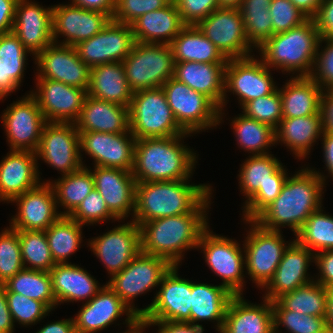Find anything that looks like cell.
<instances>
[{"instance_id":"obj_1","label":"cell","mask_w":333,"mask_h":333,"mask_svg":"<svg viewBox=\"0 0 333 333\" xmlns=\"http://www.w3.org/2000/svg\"><path fill=\"white\" fill-rule=\"evenodd\" d=\"M212 194L190 213L143 223L140 226L141 252L164 258L172 266H181L184 254L197 249L201 233L209 226Z\"/></svg>"},{"instance_id":"obj_2","label":"cell","mask_w":333,"mask_h":333,"mask_svg":"<svg viewBox=\"0 0 333 333\" xmlns=\"http://www.w3.org/2000/svg\"><path fill=\"white\" fill-rule=\"evenodd\" d=\"M305 165L294 175H288L280 194L254 220L262 228L282 231L283 227H288L295 236L308 217L323 206L325 183Z\"/></svg>"},{"instance_id":"obj_3","label":"cell","mask_w":333,"mask_h":333,"mask_svg":"<svg viewBox=\"0 0 333 333\" xmlns=\"http://www.w3.org/2000/svg\"><path fill=\"white\" fill-rule=\"evenodd\" d=\"M189 136L193 135L136 140L132 169L136 183L191 179L199 154L183 144Z\"/></svg>"},{"instance_id":"obj_4","label":"cell","mask_w":333,"mask_h":333,"mask_svg":"<svg viewBox=\"0 0 333 333\" xmlns=\"http://www.w3.org/2000/svg\"><path fill=\"white\" fill-rule=\"evenodd\" d=\"M191 179L136 183L135 212L130 219L141 226L147 221L192 212L212 191L210 184Z\"/></svg>"},{"instance_id":"obj_5","label":"cell","mask_w":333,"mask_h":333,"mask_svg":"<svg viewBox=\"0 0 333 333\" xmlns=\"http://www.w3.org/2000/svg\"><path fill=\"white\" fill-rule=\"evenodd\" d=\"M320 34L314 19L272 35L256 52L270 69L281 70L291 77H310L317 55Z\"/></svg>"},{"instance_id":"obj_6","label":"cell","mask_w":333,"mask_h":333,"mask_svg":"<svg viewBox=\"0 0 333 333\" xmlns=\"http://www.w3.org/2000/svg\"><path fill=\"white\" fill-rule=\"evenodd\" d=\"M129 125L136 140L186 133L178 125L162 87L133 93L129 106Z\"/></svg>"},{"instance_id":"obj_7","label":"cell","mask_w":333,"mask_h":333,"mask_svg":"<svg viewBox=\"0 0 333 333\" xmlns=\"http://www.w3.org/2000/svg\"><path fill=\"white\" fill-rule=\"evenodd\" d=\"M249 224L244 236L245 275L257 288H263L273 277L284 251L295 240L289 242L282 236V231L262 228L254 220H243ZM286 242V243H285Z\"/></svg>"},{"instance_id":"obj_8","label":"cell","mask_w":333,"mask_h":333,"mask_svg":"<svg viewBox=\"0 0 333 333\" xmlns=\"http://www.w3.org/2000/svg\"><path fill=\"white\" fill-rule=\"evenodd\" d=\"M255 54L245 58L228 59L225 67L224 96L219 111V123H223L224 108L227 106L228 93L237 96L242 108L247 102L273 93L278 86L272 72ZM224 111V112H223Z\"/></svg>"},{"instance_id":"obj_9","label":"cell","mask_w":333,"mask_h":333,"mask_svg":"<svg viewBox=\"0 0 333 333\" xmlns=\"http://www.w3.org/2000/svg\"><path fill=\"white\" fill-rule=\"evenodd\" d=\"M241 245L234 238L214 233L210 230V224L201 233L197 245L211 272L222 279L220 284L233 295H243L246 286L245 254L243 244Z\"/></svg>"},{"instance_id":"obj_10","label":"cell","mask_w":333,"mask_h":333,"mask_svg":"<svg viewBox=\"0 0 333 333\" xmlns=\"http://www.w3.org/2000/svg\"><path fill=\"white\" fill-rule=\"evenodd\" d=\"M122 64L133 92L162 87L174 77L175 61L170 45L136 42Z\"/></svg>"},{"instance_id":"obj_11","label":"cell","mask_w":333,"mask_h":333,"mask_svg":"<svg viewBox=\"0 0 333 333\" xmlns=\"http://www.w3.org/2000/svg\"><path fill=\"white\" fill-rule=\"evenodd\" d=\"M162 89L178 125L186 133L199 134L221 125L220 109L207 96L192 90L174 77L168 79Z\"/></svg>"},{"instance_id":"obj_12","label":"cell","mask_w":333,"mask_h":333,"mask_svg":"<svg viewBox=\"0 0 333 333\" xmlns=\"http://www.w3.org/2000/svg\"><path fill=\"white\" fill-rule=\"evenodd\" d=\"M172 265L164 258L139 254L119 273L113 275L106 284L121 300L142 317V308L135 306L134 298L158 288L163 276Z\"/></svg>"},{"instance_id":"obj_13","label":"cell","mask_w":333,"mask_h":333,"mask_svg":"<svg viewBox=\"0 0 333 333\" xmlns=\"http://www.w3.org/2000/svg\"><path fill=\"white\" fill-rule=\"evenodd\" d=\"M0 118L10 150L37 151L46 120L30 93L9 104Z\"/></svg>"},{"instance_id":"obj_14","label":"cell","mask_w":333,"mask_h":333,"mask_svg":"<svg viewBox=\"0 0 333 333\" xmlns=\"http://www.w3.org/2000/svg\"><path fill=\"white\" fill-rule=\"evenodd\" d=\"M37 160H42L62 176L80 170L79 132L74 123L46 122L40 144L36 151Z\"/></svg>"},{"instance_id":"obj_15","label":"cell","mask_w":333,"mask_h":333,"mask_svg":"<svg viewBox=\"0 0 333 333\" xmlns=\"http://www.w3.org/2000/svg\"><path fill=\"white\" fill-rule=\"evenodd\" d=\"M227 59L254 55L237 8L219 7L196 25Z\"/></svg>"},{"instance_id":"obj_16","label":"cell","mask_w":333,"mask_h":333,"mask_svg":"<svg viewBox=\"0 0 333 333\" xmlns=\"http://www.w3.org/2000/svg\"><path fill=\"white\" fill-rule=\"evenodd\" d=\"M179 266H172L163 276L152 302L142 308L140 321L189 322L191 280L181 278Z\"/></svg>"},{"instance_id":"obj_17","label":"cell","mask_w":333,"mask_h":333,"mask_svg":"<svg viewBox=\"0 0 333 333\" xmlns=\"http://www.w3.org/2000/svg\"><path fill=\"white\" fill-rule=\"evenodd\" d=\"M123 223L87 240V247L106 268L110 278L122 271L141 251L140 226L132 220Z\"/></svg>"},{"instance_id":"obj_18","label":"cell","mask_w":333,"mask_h":333,"mask_svg":"<svg viewBox=\"0 0 333 333\" xmlns=\"http://www.w3.org/2000/svg\"><path fill=\"white\" fill-rule=\"evenodd\" d=\"M123 315V324L137 328L140 317L131 310L121 298L107 285L88 302L82 303L78 313L73 316L76 333H97L116 323Z\"/></svg>"},{"instance_id":"obj_19","label":"cell","mask_w":333,"mask_h":333,"mask_svg":"<svg viewBox=\"0 0 333 333\" xmlns=\"http://www.w3.org/2000/svg\"><path fill=\"white\" fill-rule=\"evenodd\" d=\"M136 41L130 24L113 19L97 34L74 47L78 57L89 67L122 62Z\"/></svg>"},{"instance_id":"obj_20","label":"cell","mask_w":333,"mask_h":333,"mask_svg":"<svg viewBox=\"0 0 333 333\" xmlns=\"http://www.w3.org/2000/svg\"><path fill=\"white\" fill-rule=\"evenodd\" d=\"M111 19L106 13L84 9L69 2L52 5L53 42L75 46L99 33ZM61 37H64L62 41Z\"/></svg>"},{"instance_id":"obj_21","label":"cell","mask_w":333,"mask_h":333,"mask_svg":"<svg viewBox=\"0 0 333 333\" xmlns=\"http://www.w3.org/2000/svg\"><path fill=\"white\" fill-rule=\"evenodd\" d=\"M35 77L51 79L88 91L90 68L78 57L74 46L52 43L32 58Z\"/></svg>"},{"instance_id":"obj_22","label":"cell","mask_w":333,"mask_h":333,"mask_svg":"<svg viewBox=\"0 0 333 333\" xmlns=\"http://www.w3.org/2000/svg\"><path fill=\"white\" fill-rule=\"evenodd\" d=\"M135 143L131 133L79 132L82 165L85 167L82 156L86 154L93 159L94 166L132 171Z\"/></svg>"},{"instance_id":"obj_23","label":"cell","mask_w":333,"mask_h":333,"mask_svg":"<svg viewBox=\"0 0 333 333\" xmlns=\"http://www.w3.org/2000/svg\"><path fill=\"white\" fill-rule=\"evenodd\" d=\"M35 80L36 89L28 92L36 99L46 122L75 123L87 91L51 79Z\"/></svg>"},{"instance_id":"obj_24","label":"cell","mask_w":333,"mask_h":333,"mask_svg":"<svg viewBox=\"0 0 333 333\" xmlns=\"http://www.w3.org/2000/svg\"><path fill=\"white\" fill-rule=\"evenodd\" d=\"M10 203L17 206L16 214L9 219V227L14 230L46 231L62 216L52 185L43 181Z\"/></svg>"},{"instance_id":"obj_25","label":"cell","mask_w":333,"mask_h":333,"mask_svg":"<svg viewBox=\"0 0 333 333\" xmlns=\"http://www.w3.org/2000/svg\"><path fill=\"white\" fill-rule=\"evenodd\" d=\"M312 263H315V254L294 240L284 251L273 277L260 289H265L262 298L272 302L281 295L314 281V277L308 272Z\"/></svg>"},{"instance_id":"obj_26","label":"cell","mask_w":333,"mask_h":333,"mask_svg":"<svg viewBox=\"0 0 333 333\" xmlns=\"http://www.w3.org/2000/svg\"><path fill=\"white\" fill-rule=\"evenodd\" d=\"M85 167L92 172L95 189L105 200L110 213L121 222L130 214L133 218L136 181L132 171L103 166H93V170L87 165Z\"/></svg>"},{"instance_id":"obj_27","label":"cell","mask_w":333,"mask_h":333,"mask_svg":"<svg viewBox=\"0 0 333 333\" xmlns=\"http://www.w3.org/2000/svg\"><path fill=\"white\" fill-rule=\"evenodd\" d=\"M12 32L35 57L53 43L52 5L46 7L35 0H18Z\"/></svg>"},{"instance_id":"obj_28","label":"cell","mask_w":333,"mask_h":333,"mask_svg":"<svg viewBox=\"0 0 333 333\" xmlns=\"http://www.w3.org/2000/svg\"><path fill=\"white\" fill-rule=\"evenodd\" d=\"M36 152L10 150L0 161V202L14 198L38 186L43 180Z\"/></svg>"},{"instance_id":"obj_29","label":"cell","mask_w":333,"mask_h":333,"mask_svg":"<svg viewBox=\"0 0 333 333\" xmlns=\"http://www.w3.org/2000/svg\"><path fill=\"white\" fill-rule=\"evenodd\" d=\"M262 300L261 304H254L243 295H234L219 333H274L272 302L265 298Z\"/></svg>"},{"instance_id":"obj_30","label":"cell","mask_w":333,"mask_h":333,"mask_svg":"<svg viewBox=\"0 0 333 333\" xmlns=\"http://www.w3.org/2000/svg\"><path fill=\"white\" fill-rule=\"evenodd\" d=\"M57 306L64 303H86L104 286L87 270L70 263L55 264L49 271Z\"/></svg>"},{"instance_id":"obj_31","label":"cell","mask_w":333,"mask_h":333,"mask_svg":"<svg viewBox=\"0 0 333 333\" xmlns=\"http://www.w3.org/2000/svg\"><path fill=\"white\" fill-rule=\"evenodd\" d=\"M78 132L131 133L129 107L86 95L80 115L74 123Z\"/></svg>"},{"instance_id":"obj_32","label":"cell","mask_w":333,"mask_h":333,"mask_svg":"<svg viewBox=\"0 0 333 333\" xmlns=\"http://www.w3.org/2000/svg\"><path fill=\"white\" fill-rule=\"evenodd\" d=\"M130 25L136 42L166 45L186 26L173 0L162 9L141 15Z\"/></svg>"},{"instance_id":"obj_33","label":"cell","mask_w":333,"mask_h":333,"mask_svg":"<svg viewBox=\"0 0 333 333\" xmlns=\"http://www.w3.org/2000/svg\"><path fill=\"white\" fill-rule=\"evenodd\" d=\"M226 63L175 62L174 78L207 96L221 109Z\"/></svg>"},{"instance_id":"obj_34","label":"cell","mask_w":333,"mask_h":333,"mask_svg":"<svg viewBox=\"0 0 333 333\" xmlns=\"http://www.w3.org/2000/svg\"><path fill=\"white\" fill-rule=\"evenodd\" d=\"M323 132L322 114L282 119L275 130L276 145L280 143L286 146L295 155V159L304 160L309 158L311 149Z\"/></svg>"},{"instance_id":"obj_35","label":"cell","mask_w":333,"mask_h":333,"mask_svg":"<svg viewBox=\"0 0 333 333\" xmlns=\"http://www.w3.org/2000/svg\"><path fill=\"white\" fill-rule=\"evenodd\" d=\"M234 295L223 285L191 280L190 323L210 321L219 333L223 327L226 309Z\"/></svg>"},{"instance_id":"obj_36","label":"cell","mask_w":333,"mask_h":333,"mask_svg":"<svg viewBox=\"0 0 333 333\" xmlns=\"http://www.w3.org/2000/svg\"><path fill=\"white\" fill-rule=\"evenodd\" d=\"M133 91L127 83L122 62L102 64L90 68L87 95L129 107Z\"/></svg>"},{"instance_id":"obj_37","label":"cell","mask_w":333,"mask_h":333,"mask_svg":"<svg viewBox=\"0 0 333 333\" xmlns=\"http://www.w3.org/2000/svg\"><path fill=\"white\" fill-rule=\"evenodd\" d=\"M278 88L283 119L322 114L323 89L311 77H290Z\"/></svg>"},{"instance_id":"obj_38","label":"cell","mask_w":333,"mask_h":333,"mask_svg":"<svg viewBox=\"0 0 333 333\" xmlns=\"http://www.w3.org/2000/svg\"><path fill=\"white\" fill-rule=\"evenodd\" d=\"M240 165L238 181L239 189L247 202L259 189L267 183L285 182L288 169L274 154L249 155Z\"/></svg>"},{"instance_id":"obj_39","label":"cell","mask_w":333,"mask_h":333,"mask_svg":"<svg viewBox=\"0 0 333 333\" xmlns=\"http://www.w3.org/2000/svg\"><path fill=\"white\" fill-rule=\"evenodd\" d=\"M29 54L13 32L0 35V101L20 89Z\"/></svg>"},{"instance_id":"obj_40","label":"cell","mask_w":333,"mask_h":333,"mask_svg":"<svg viewBox=\"0 0 333 333\" xmlns=\"http://www.w3.org/2000/svg\"><path fill=\"white\" fill-rule=\"evenodd\" d=\"M175 62L227 63L228 59L199 30L186 25L170 43Z\"/></svg>"},{"instance_id":"obj_41","label":"cell","mask_w":333,"mask_h":333,"mask_svg":"<svg viewBox=\"0 0 333 333\" xmlns=\"http://www.w3.org/2000/svg\"><path fill=\"white\" fill-rule=\"evenodd\" d=\"M230 126L233 129L238 148L243 149L249 155L269 154L271 153L269 148L276 145L275 129L251 119L243 113L233 117Z\"/></svg>"},{"instance_id":"obj_42","label":"cell","mask_w":333,"mask_h":333,"mask_svg":"<svg viewBox=\"0 0 333 333\" xmlns=\"http://www.w3.org/2000/svg\"><path fill=\"white\" fill-rule=\"evenodd\" d=\"M53 187L57 207H63L62 216H69L95 188L92 172L87 167L54 180H46ZM66 210V211H65Z\"/></svg>"},{"instance_id":"obj_43","label":"cell","mask_w":333,"mask_h":333,"mask_svg":"<svg viewBox=\"0 0 333 333\" xmlns=\"http://www.w3.org/2000/svg\"><path fill=\"white\" fill-rule=\"evenodd\" d=\"M83 225L69 216H61L46 231L52 258L56 264L69 263L68 260L83 243Z\"/></svg>"},{"instance_id":"obj_44","label":"cell","mask_w":333,"mask_h":333,"mask_svg":"<svg viewBox=\"0 0 333 333\" xmlns=\"http://www.w3.org/2000/svg\"><path fill=\"white\" fill-rule=\"evenodd\" d=\"M5 292H16L43 302L51 311L57 308L49 272L23 268L3 284Z\"/></svg>"},{"instance_id":"obj_45","label":"cell","mask_w":333,"mask_h":333,"mask_svg":"<svg viewBox=\"0 0 333 333\" xmlns=\"http://www.w3.org/2000/svg\"><path fill=\"white\" fill-rule=\"evenodd\" d=\"M276 301L286 310L326 317L327 288L314 280L292 292L281 295Z\"/></svg>"},{"instance_id":"obj_46","label":"cell","mask_w":333,"mask_h":333,"mask_svg":"<svg viewBox=\"0 0 333 333\" xmlns=\"http://www.w3.org/2000/svg\"><path fill=\"white\" fill-rule=\"evenodd\" d=\"M323 209L320 207L314 211L294 237L314 254L333 250V216L326 214Z\"/></svg>"},{"instance_id":"obj_47","label":"cell","mask_w":333,"mask_h":333,"mask_svg":"<svg viewBox=\"0 0 333 333\" xmlns=\"http://www.w3.org/2000/svg\"><path fill=\"white\" fill-rule=\"evenodd\" d=\"M19 242L24 268L49 272L55 266L45 231L19 230Z\"/></svg>"},{"instance_id":"obj_48","label":"cell","mask_w":333,"mask_h":333,"mask_svg":"<svg viewBox=\"0 0 333 333\" xmlns=\"http://www.w3.org/2000/svg\"><path fill=\"white\" fill-rule=\"evenodd\" d=\"M274 314V333H281L279 327H285L287 333H322L326 327L325 317L310 316L298 311L284 309L276 300L272 301ZM285 332V333H286Z\"/></svg>"},{"instance_id":"obj_49","label":"cell","mask_w":333,"mask_h":333,"mask_svg":"<svg viewBox=\"0 0 333 333\" xmlns=\"http://www.w3.org/2000/svg\"><path fill=\"white\" fill-rule=\"evenodd\" d=\"M23 268L19 230L7 226L0 232V285Z\"/></svg>"},{"instance_id":"obj_50","label":"cell","mask_w":333,"mask_h":333,"mask_svg":"<svg viewBox=\"0 0 333 333\" xmlns=\"http://www.w3.org/2000/svg\"><path fill=\"white\" fill-rule=\"evenodd\" d=\"M8 308L11 313L14 325L18 322L23 327H31L42 322L49 316L51 310L38 300H34L16 292H5ZM31 325V326H30Z\"/></svg>"},{"instance_id":"obj_51","label":"cell","mask_w":333,"mask_h":333,"mask_svg":"<svg viewBox=\"0 0 333 333\" xmlns=\"http://www.w3.org/2000/svg\"><path fill=\"white\" fill-rule=\"evenodd\" d=\"M245 116L277 129L283 119L282 102L279 89L273 93L253 99L247 102L242 108Z\"/></svg>"},{"instance_id":"obj_52","label":"cell","mask_w":333,"mask_h":333,"mask_svg":"<svg viewBox=\"0 0 333 333\" xmlns=\"http://www.w3.org/2000/svg\"><path fill=\"white\" fill-rule=\"evenodd\" d=\"M69 217L83 226H94L102 222H110V220L120 223L110 213L105 200L95 188L84 198Z\"/></svg>"},{"instance_id":"obj_53","label":"cell","mask_w":333,"mask_h":333,"mask_svg":"<svg viewBox=\"0 0 333 333\" xmlns=\"http://www.w3.org/2000/svg\"><path fill=\"white\" fill-rule=\"evenodd\" d=\"M240 12L247 39L256 50L273 35L270 12L251 10H240Z\"/></svg>"},{"instance_id":"obj_54","label":"cell","mask_w":333,"mask_h":333,"mask_svg":"<svg viewBox=\"0 0 333 333\" xmlns=\"http://www.w3.org/2000/svg\"><path fill=\"white\" fill-rule=\"evenodd\" d=\"M269 12L273 35L297 27L308 19L290 0H272Z\"/></svg>"},{"instance_id":"obj_55","label":"cell","mask_w":333,"mask_h":333,"mask_svg":"<svg viewBox=\"0 0 333 333\" xmlns=\"http://www.w3.org/2000/svg\"><path fill=\"white\" fill-rule=\"evenodd\" d=\"M310 77L316 81L323 91L333 89V38L320 39Z\"/></svg>"},{"instance_id":"obj_56","label":"cell","mask_w":333,"mask_h":333,"mask_svg":"<svg viewBox=\"0 0 333 333\" xmlns=\"http://www.w3.org/2000/svg\"><path fill=\"white\" fill-rule=\"evenodd\" d=\"M172 0H116L112 19L119 23L131 24L141 15L162 9Z\"/></svg>"},{"instance_id":"obj_57","label":"cell","mask_w":333,"mask_h":333,"mask_svg":"<svg viewBox=\"0 0 333 333\" xmlns=\"http://www.w3.org/2000/svg\"><path fill=\"white\" fill-rule=\"evenodd\" d=\"M284 183L275 182L260 186L247 202H243L241 220H255L280 194Z\"/></svg>"},{"instance_id":"obj_58","label":"cell","mask_w":333,"mask_h":333,"mask_svg":"<svg viewBox=\"0 0 333 333\" xmlns=\"http://www.w3.org/2000/svg\"><path fill=\"white\" fill-rule=\"evenodd\" d=\"M185 25H197L219 8L217 0H173Z\"/></svg>"},{"instance_id":"obj_59","label":"cell","mask_w":333,"mask_h":333,"mask_svg":"<svg viewBox=\"0 0 333 333\" xmlns=\"http://www.w3.org/2000/svg\"><path fill=\"white\" fill-rule=\"evenodd\" d=\"M314 264L319 272L314 280L326 288L333 287V250L316 253Z\"/></svg>"},{"instance_id":"obj_60","label":"cell","mask_w":333,"mask_h":333,"mask_svg":"<svg viewBox=\"0 0 333 333\" xmlns=\"http://www.w3.org/2000/svg\"><path fill=\"white\" fill-rule=\"evenodd\" d=\"M144 333L149 327L158 326L157 333H205L203 325L174 321H141Z\"/></svg>"},{"instance_id":"obj_61","label":"cell","mask_w":333,"mask_h":333,"mask_svg":"<svg viewBox=\"0 0 333 333\" xmlns=\"http://www.w3.org/2000/svg\"><path fill=\"white\" fill-rule=\"evenodd\" d=\"M313 19L320 38H333V0H323Z\"/></svg>"},{"instance_id":"obj_62","label":"cell","mask_w":333,"mask_h":333,"mask_svg":"<svg viewBox=\"0 0 333 333\" xmlns=\"http://www.w3.org/2000/svg\"><path fill=\"white\" fill-rule=\"evenodd\" d=\"M321 140V145H322V152H323V162L325 164L326 168V173H328V175L324 174V172H320L319 169L316 170L314 167H310L313 171H315L319 177L323 180V182L325 183V185H327V179L330 176L331 179L333 180V133L332 132H323L321 138L319 139Z\"/></svg>"},{"instance_id":"obj_63","label":"cell","mask_w":333,"mask_h":333,"mask_svg":"<svg viewBox=\"0 0 333 333\" xmlns=\"http://www.w3.org/2000/svg\"><path fill=\"white\" fill-rule=\"evenodd\" d=\"M18 0H0V35L12 32Z\"/></svg>"},{"instance_id":"obj_64","label":"cell","mask_w":333,"mask_h":333,"mask_svg":"<svg viewBox=\"0 0 333 333\" xmlns=\"http://www.w3.org/2000/svg\"><path fill=\"white\" fill-rule=\"evenodd\" d=\"M15 325L8 308L5 287L0 285V333H14Z\"/></svg>"},{"instance_id":"obj_65","label":"cell","mask_w":333,"mask_h":333,"mask_svg":"<svg viewBox=\"0 0 333 333\" xmlns=\"http://www.w3.org/2000/svg\"><path fill=\"white\" fill-rule=\"evenodd\" d=\"M323 130L333 133V89L323 91L321 98Z\"/></svg>"},{"instance_id":"obj_66","label":"cell","mask_w":333,"mask_h":333,"mask_svg":"<svg viewBox=\"0 0 333 333\" xmlns=\"http://www.w3.org/2000/svg\"><path fill=\"white\" fill-rule=\"evenodd\" d=\"M70 3L89 10H96L108 14L111 18L114 14L116 0H70Z\"/></svg>"},{"instance_id":"obj_67","label":"cell","mask_w":333,"mask_h":333,"mask_svg":"<svg viewBox=\"0 0 333 333\" xmlns=\"http://www.w3.org/2000/svg\"><path fill=\"white\" fill-rule=\"evenodd\" d=\"M35 333H76L72 317L49 322Z\"/></svg>"},{"instance_id":"obj_68","label":"cell","mask_w":333,"mask_h":333,"mask_svg":"<svg viewBox=\"0 0 333 333\" xmlns=\"http://www.w3.org/2000/svg\"><path fill=\"white\" fill-rule=\"evenodd\" d=\"M308 19H313L323 0H290Z\"/></svg>"},{"instance_id":"obj_69","label":"cell","mask_w":333,"mask_h":333,"mask_svg":"<svg viewBox=\"0 0 333 333\" xmlns=\"http://www.w3.org/2000/svg\"><path fill=\"white\" fill-rule=\"evenodd\" d=\"M272 0H243L240 10L269 11Z\"/></svg>"},{"instance_id":"obj_70","label":"cell","mask_w":333,"mask_h":333,"mask_svg":"<svg viewBox=\"0 0 333 333\" xmlns=\"http://www.w3.org/2000/svg\"><path fill=\"white\" fill-rule=\"evenodd\" d=\"M326 327L333 331V287L327 288Z\"/></svg>"},{"instance_id":"obj_71","label":"cell","mask_w":333,"mask_h":333,"mask_svg":"<svg viewBox=\"0 0 333 333\" xmlns=\"http://www.w3.org/2000/svg\"><path fill=\"white\" fill-rule=\"evenodd\" d=\"M219 7L237 8L242 5L243 0H217Z\"/></svg>"},{"instance_id":"obj_72","label":"cell","mask_w":333,"mask_h":333,"mask_svg":"<svg viewBox=\"0 0 333 333\" xmlns=\"http://www.w3.org/2000/svg\"><path fill=\"white\" fill-rule=\"evenodd\" d=\"M144 329L143 326L140 324L137 328H128L122 333H143Z\"/></svg>"},{"instance_id":"obj_73","label":"cell","mask_w":333,"mask_h":333,"mask_svg":"<svg viewBox=\"0 0 333 333\" xmlns=\"http://www.w3.org/2000/svg\"><path fill=\"white\" fill-rule=\"evenodd\" d=\"M322 333H333V331L326 328Z\"/></svg>"}]
</instances>
